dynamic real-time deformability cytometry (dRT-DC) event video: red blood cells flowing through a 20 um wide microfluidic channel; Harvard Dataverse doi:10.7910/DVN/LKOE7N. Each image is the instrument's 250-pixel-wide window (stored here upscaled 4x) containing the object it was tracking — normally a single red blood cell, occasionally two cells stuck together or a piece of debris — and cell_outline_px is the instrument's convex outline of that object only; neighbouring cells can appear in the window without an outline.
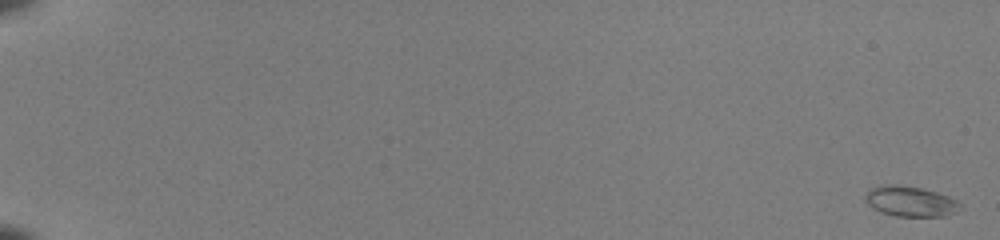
{"species": "common noctule bat (a hibernating species)", "species_latin": "Nyctalus noctula", "temperature_condition": "room temperature", "stored_images_in_passage": 53, "camera_frame_rate_fps": 3000, "um_per_image_px": 0.085, "animal": {"sex": "female", "body_mass_g": 22.0, "forearm_length_mm": 56.7}, "frame": {"image": 1, "passage_image": 1, "time_ms": 0.0, "image_size_px": [1000, 240], "cell_outline_px": [[960, 208], [956, 212], [944, 216], [896, 216], [880, 212], [872, 208], [864, 200], [864, 196], [872, 188], [880, 184], [896, 184], [924, 188], [948, 196], [956, 200], [960, 204]], "centroid_in_image_um": [77.35, 17.1], "position_along_channel_um": 7.7, "area_um2": 16.88}}
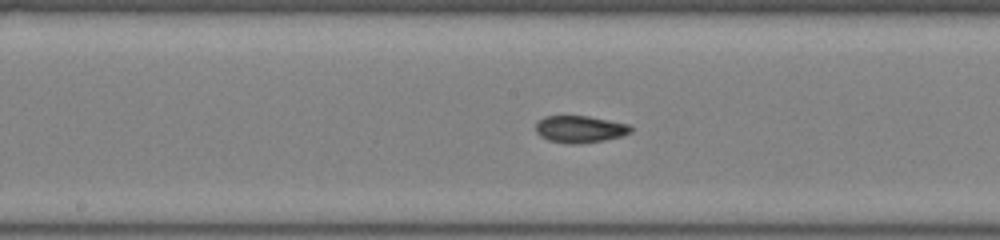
{"frame": {"image": 2, "passage_image": 31, "time_ms": 10.0, "image_size_px": [1000, 240], "cell_outline_px": [[632, 132], [620, 136], [604, 140], [576, 144], [572, 144], [548, 140], [540, 136], [536, 132], [536, 124], [544, 116], [588, 116], [628, 124], [632, 128]], "centroid_in_image_um": [49.28, 10.98], "position_along_channel_um": 198.9, "area_um2": 14.8}}
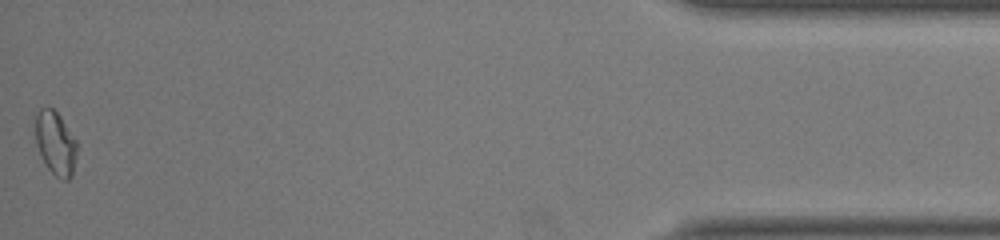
{"frame": {"image": 3, "passage_image": 53, "time_ms": 17.333, "image_size_px": [1000, 240], "cell_outline_px": [[76, 156], [72, 176], [68, 180], [60, 180], [48, 168], [36, 144], [36, 112], [40, 108], [52, 108], [60, 116], [76, 140]], "centroid_in_image_um": [4.73, 12.18], "position_along_channel_um": 430.5, "area_um2": 15.14}, "authors_computed_cell_mechanics": {"area_um2": 15.317, "velocity_mm_per_s": 4.0864, "shape_relaxation_time_tau1_ms": 7.3545, "shape_relaxation_time_tau2_ms": 1.547, "deformation_change_tau1": 0.1487, "deformation_change_tau2": 0.0514}}